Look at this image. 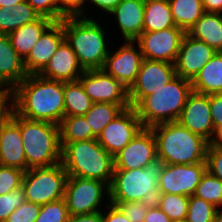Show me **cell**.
Segmentation results:
<instances>
[{
    "instance_id": "obj_1",
    "label": "cell",
    "mask_w": 222,
    "mask_h": 222,
    "mask_svg": "<svg viewBox=\"0 0 222 222\" xmlns=\"http://www.w3.org/2000/svg\"><path fill=\"white\" fill-rule=\"evenodd\" d=\"M12 108L24 118L59 125L65 117L64 82L29 74L12 90Z\"/></svg>"
},
{
    "instance_id": "obj_2",
    "label": "cell",
    "mask_w": 222,
    "mask_h": 222,
    "mask_svg": "<svg viewBox=\"0 0 222 222\" xmlns=\"http://www.w3.org/2000/svg\"><path fill=\"white\" fill-rule=\"evenodd\" d=\"M157 143V157L165 164L206 162L210 142L178 122H165L150 127Z\"/></svg>"
},
{
    "instance_id": "obj_3",
    "label": "cell",
    "mask_w": 222,
    "mask_h": 222,
    "mask_svg": "<svg viewBox=\"0 0 222 222\" xmlns=\"http://www.w3.org/2000/svg\"><path fill=\"white\" fill-rule=\"evenodd\" d=\"M61 144V163L68 176L98 180L111 185L114 157L97 139Z\"/></svg>"
},
{
    "instance_id": "obj_4",
    "label": "cell",
    "mask_w": 222,
    "mask_h": 222,
    "mask_svg": "<svg viewBox=\"0 0 222 222\" xmlns=\"http://www.w3.org/2000/svg\"><path fill=\"white\" fill-rule=\"evenodd\" d=\"M10 116L20 125L27 170L61 162L59 125L24 118L13 109Z\"/></svg>"
},
{
    "instance_id": "obj_5",
    "label": "cell",
    "mask_w": 222,
    "mask_h": 222,
    "mask_svg": "<svg viewBox=\"0 0 222 222\" xmlns=\"http://www.w3.org/2000/svg\"><path fill=\"white\" fill-rule=\"evenodd\" d=\"M66 41L84 70L102 69L108 55L104 28L91 18L62 19Z\"/></svg>"
},
{
    "instance_id": "obj_6",
    "label": "cell",
    "mask_w": 222,
    "mask_h": 222,
    "mask_svg": "<svg viewBox=\"0 0 222 222\" xmlns=\"http://www.w3.org/2000/svg\"><path fill=\"white\" fill-rule=\"evenodd\" d=\"M192 91L191 80L176 75L157 92L146 96L135 107L143 127L177 122Z\"/></svg>"
},
{
    "instance_id": "obj_7",
    "label": "cell",
    "mask_w": 222,
    "mask_h": 222,
    "mask_svg": "<svg viewBox=\"0 0 222 222\" xmlns=\"http://www.w3.org/2000/svg\"><path fill=\"white\" fill-rule=\"evenodd\" d=\"M165 163L156 158L145 168L114 170L109 187V203L150 201L155 203L158 196L159 176Z\"/></svg>"
},
{
    "instance_id": "obj_8",
    "label": "cell",
    "mask_w": 222,
    "mask_h": 222,
    "mask_svg": "<svg viewBox=\"0 0 222 222\" xmlns=\"http://www.w3.org/2000/svg\"><path fill=\"white\" fill-rule=\"evenodd\" d=\"M67 179L68 173L61 162L28 169L22 179L26 200L44 205L64 198Z\"/></svg>"
},
{
    "instance_id": "obj_9",
    "label": "cell",
    "mask_w": 222,
    "mask_h": 222,
    "mask_svg": "<svg viewBox=\"0 0 222 222\" xmlns=\"http://www.w3.org/2000/svg\"><path fill=\"white\" fill-rule=\"evenodd\" d=\"M109 191V186L101 181L68 176L64 199L69 215L99 212L104 194L109 197Z\"/></svg>"
},
{
    "instance_id": "obj_10",
    "label": "cell",
    "mask_w": 222,
    "mask_h": 222,
    "mask_svg": "<svg viewBox=\"0 0 222 222\" xmlns=\"http://www.w3.org/2000/svg\"><path fill=\"white\" fill-rule=\"evenodd\" d=\"M176 76L173 63L143 59L136 81L128 90V99L136 107L146 96L157 92Z\"/></svg>"
},
{
    "instance_id": "obj_11",
    "label": "cell",
    "mask_w": 222,
    "mask_h": 222,
    "mask_svg": "<svg viewBox=\"0 0 222 222\" xmlns=\"http://www.w3.org/2000/svg\"><path fill=\"white\" fill-rule=\"evenodd\" d=\"M78 80L94 103L118 104L123 109L131 106L128 99V89L103 69L85 70Z\"/></svg>"
},
{
    "instance_id": "obj_12",
    "label": "cell",
    "mask_w": 222,
    "mask_h": 222,
    "mask_svg": "<svg viewBox=\"0 0 222 222\" xmlns=\"http://www.w3.org/2000/svg\"><path fill=\"white\" fill-rule=\"evenodd\" d=\"M184 34L179 27L153 32L143 31L135 42L140 47L143 59L174 64Z\"/></svg>"
},
{
    "instance_id": "obj_13",
    "label": "cell",
    "mask_w": 222,
    "mask_h": 222,
    "mask_svg": "<svg viewBox=\"0 0 222 222\" xmlns=\"http://www.w3.org/2000/svg\"><path fill=\"white\" fill-rule=\"evenodd\" d=\"M206 171V162L196 164H165L159 176L158 193L194 195L202 175Z\"/></svg>"
},
{
    "instance_id": "obj_14",
    "label": "cell",
    "mask_w": 222,
    "mask_h": 222,
    "mask_svg": "<svg viewBox=\"0 0 222 222\" xmlns=\"http://www.w3.org/2000/svg\"><path fill=\"white\" fill-rule=\"evenodd\" d=\"M142 128L136 109L130 106L102 130L97 140L114 157Z\"/></svg>"
},
{
    "instance_id": "obj_15",
    "label": "cell",
    "mask_w": 222,
    "mask_h": 222,
    "mask_svg": "<svg viewBox=\"0 0 222 222\" xmlns=\"http://www.w3.org/2000/svg\"><path fill=\"white\" fill-rule=\"evenodd\" d=\"M157 158V143L151 128L143 127L136 136L114 156V170L145 168Z\"/></svg>"
},
{
    "instance_id": "obj_16",
    "label": "cell",
    "mask_w": 222,
    "mask_h": 222,
    "mask_svg": "<svg viewBox=\"0 0 222 222\" xmlns=\"http://www.w3.org/2000/svg\"><path fill=\"white\" fill-rule=\"evenodd\" d=\"M125 42L117 51L108 52L102 69L129 90L136 81L143 55L138 43L136 50L135 41Z\"/></svg>"
},
{
    "instance_id": "obj_17",
    "label": "cell",
    "mask_w": 222,
    "mask_h": 222,
    "mask_svg": "<svg viewBox=\"0 0 222 222\" xmlns=\"http://www.w3.org/2000/svg\"><path fill=\"white\" fill-rule=\"evenodd\" d=\"M216 53L204 41L185 33L174 62L176 75L192 81Z\"/></svg>"
},
{
    "instance_id": "obj_18",
    "label": "cell",
    "mask_w": 222,
    "mask_h": 222,
    "mask_svg": "<svg viewBox=\"0 0 222 222\" xmlns=\"http://www.w3.org/2000/svg\"><path fill=\"white\" fill-rule=\"evenodd\" d=\"M177 122L210 142L215 129L211 116L209 95L192 91Z\"/></svg>"
},
{
    "instance_id": "obj_19",
    "label": "cell",
    "mask_w": 222,
    "mask_h": 222,
    "mask_svg": "<svg viewBox=\"0 0 222 222\" xmlns=\"http://www.w3.org/2000/svg\"><path fill=\"white\" fill-rule=\"evenodd\" d=\"M65 40L62 20L54 21L41 35L31 52L24 59V67L29 74H39Z\"/></svg>"
},
{
    "instance_id": "obj_20",
    "label": "cell",
    "mask_w": 222,
    "mask_h": 222,
    "mask_svg": "<svg viewBox=\"0 0 222 222\" xmlns=\"http://www.w3.org/2000/svg\"><path fill=\"white\" fill-rule=\"evenodd\" d=\"M84 71L65 39L39 75L49 80L70 82L77 81Z\"/></svg>"
},
{
    "instance_id": "obj_21",
    "label": "cell",
    "mask_w": 222,
    "mask_h": 222,
    "mask_svg": "<svg viewBox=\"0 0 222 222\" xmlns=\"http://www.w3.org/2000/svg\"><path fill=\"white\" fill-rule=\"evenodd\" d=\"M0 165L27 171L20 125L11 116L1 123Z\"/></svg>"
},
{
    "instance_id": "obj_22",
    "label": "cell",
    "mask_w": 222,
    "mask_h": 222,
    "mask_svg": "<svg viewBox=\"0 0 222 222\" xmlns=\"http://www.w3.org/2000/svg\"><path fill=\"white\" fill-rule=\"evenodd\" d=\"M27 76L24 59L13 48L9 36L0 33V82L13 90Z\"/></svg>"
},
{
    "instance_id": "obj_23",
    "label": "cell",
    "mask_w": 222,
    "mask_h": 222,
    "mask_svg": "<svg viewBox=\"0 0 222 222\" xmlns=\"http://www.w3.org/2000/svg\"><path fill=\"white\" fill-rule=\"evenodd\" d=\"M145 0H122L110 13L116 16L124 41H135L143 32Z\"/></svg>"
},
{
    "instance_id": "obj_24",
    "label": "cell",
    "mask_w": 222,
    "mask_h": 222,
    "mask_svg": "<svg viewBox=\"0 0 222 222\" xmlns=\"http://www.w3.org/2000/svg\"><path fill=\"white\" fill-rule=\"evenodd\" d=\"M50 18L40 16L36 21L25 24L11 32L8 36L13 48L25 59L33 46L38 42L42 33L53 23Z\"/></svg>"
},
{
    "instance_id": "obj_25",
    "label": "cell",
    "mask_w": 222,
    "mask_h": 222,
    "mask_svg": "<svg viewBox=\"0 0 222 222\" xmlns=\"http://www.w3.org/2000/svg\"><path fill=\"white\" fill-rule=\"evenodd\" d=\"M191 83L195 92L208 95L220 94L222 92V52L217 51Z\"/></svg>"
},
{
    "instance_id": "obj_26",
    "label": "cell",
    "mask_w": 222,
    "mask_h": 222,
    "mask_svg": "<svg viewBox=\"0 0 222 222\" xmlns=\"http://www.w3.org/2000/svg\"><path fill=\"white\" fill-rule=\"evenodd\" d=\"M188 34L222 52V14L205 12Z\"/></svg>"
},
{
    "instance_id": "obj_27",
    "label": "cell",
    "mask_w": 222,
    "mask_h": 222,
    "mask_svg": "<svg viewBox=\"0 0 222 222\" xmlns=\"http://www.w3.org/2000/svg\"><path fill=\"white\" fill-rule=\"evenodd\" d=\"M176 27L169 0H145L143 31H160Z\"/></svg>"
},
{
    "instance_id": "obj_28",
    "label": "cell",
    "mask_w": 222,
    "mask_h": 222,
    "mask_svg": "<svg viewBox=\"0 0 222 222\" xmlns=\"http://www.w3.org/2000/svg\"><path fill=\"white\" fill-rule=\"evenodd\" d=\"M169 3L176 27L185 33H188L205 13L202 0H169Z\"/></svg>"
},
{
    "instance_id": "obj_29",
    "label": "cell",
    "mask_w": 222,
    "mask_h": 222,
    "mask_svg": "<svg viewBox=\"0 0 222 222\" xmlns=\"http://www.w3.org/2000/svg\"><path fill=\"white\" fill-rule=\"evenodd\" d=\"M93 103L79 80L64 82L65 117L83 116L91 109Z\"/></svg>"
},
{
    "instance_id": "obj_30",
    "label": "cell",
    "mask_w": 222,
    "mask_h": 222,
    "mask_svg": "<svg viewBox=\"0 0 222 222\" xmlns=\"http://www.w3.org/2000/svg\"><path fill=\"white\" fill-rule=\"evenodd\" d=\"M60 143L97 139L85 116H67L59 124Z\"/></svg>"
},
{
    "instance_id": "obj_31",
    "label": "cell",
    "mask_w": 222,
    "mask_h": 222,
    "mask_svg": "<svg viewBox=\"0 0 222 222\" xmlns=\"http://www.w3.org/2000/svg\"><path fill=\"white\" fill-rule=\"evenodd\" d=\"M123 110L118 104L95 102L84 116L93 134L98 138L102 130Z\"/></svg>"
},
{
    "instance_id": "obj_32",
    "label": "cell",
    "mask_w": 222,
    "mask_h": 222,
    "mask_svg": "<svg viewBox=\"0 0 222 222\" xmlns=\"http://www.w3.org/2000/svg\"><path fill=\"white\" fill-rule=\"evenodd\" d=\"M189 196L158 193L155 204L172 222L185 221L187 217Z\"/></svg>"
},
{
    "instance_id": "obj_33",
    "label": "cell",
    "mask_w": 222,
    "mask_h": 222,
    "mask_svg": "<svg viewBox=\"0 0 222 222\" xmlns=\"http://www.w3.org/2000/svg\"><path fill=\"white\" fill-rule=\"evenodd\" d=\"M194 196L212 203L217 208L222 207V181L206 170L197 185Z\"/></svg>"
},
{
    "instance_id": "obj_34",
    "label": "cell",
    "mask_w": 222,
    "mask_h": 222,
    "mask_svg": "<svg viewBox=\"0 0 222 222\" xmlns=\"http://www.w3.org/2000/svg\"><path fill=\"white\" fill-rule=\"evenodd\" d=\"M218 208L194 195L189 197L186 222H214Z\"/></svg>"
},
{
    "instance_id": "obj_35",
    "label": "cell",
    "mask_w": 222,
    "mask_h": 222,
    "mask_svg": "<svg viewBox=\"0 0 222 222\" xmlns=\"http://www.w3.org/2000/svg\"><path fill=\"white\" fill-rule=\"evenodd\" d=\"M64 198L41 205L39 216L35 222H67L69 218Z\"/></svg>"
},
{
    "instance_id": "obj_36",
    "label": "cell",
    "mask_w": 222,
    "mask_h": 222,
    "mask_svg": "<svg viewBox=\"0 0 222 222\" xmlns=\"http://www.w3.org/2000/svg\"><path fill=\"white\" fill-rule=\"evenodd\" d=\"M25 201L27 200L22 185L10 193L0 195V222H5L7 217Z\"/></svg>"
},
{
    "instance_id": "obj_37",
    "label": "cell",
    "mask_w": 222,
    "mask_h": 222,
    "mask_svg": "<svg viewBox=\"0 0 222 222\" xmlns=\"http://www.w3.org/2000/svg\"><path fill=\"white\" fill-rule=\"evenodd\" d=\"M9 14H12V32L40 17L26 0L13 6Z\"/></svg>"
},
{
    "instance_id": "obj_38",
    "label": "cell",
    "mask_w": 222,
    "mask_h": 222,
    "mask_svg": "<svg viewBox=\"0 0 222 222\" xmlns=\"http://www.w3.org/2000/svg\"><path fill=\"white\" fill-rule=\"evenodd\" d=\"M23 170L0 165V195L10 193L22 185Z\"/></svg>"
},
{
    "instance_id": "obj_39",
    "label": "cell",
    "mask_w": 222,
    "mask_h": 222,
    "mask_svg": "<svg viewBox=\"0 0 222 222\" xmlns=\"http://www.w3.org/2000/svg\"><path fill=\"white\" fill-rule=\"evenodd\" d=\"M116 205L130 222H144L149 208L154 204L150 201H130L123 203H111Z\"/></svg>"
},
{
    "instance_id": "obj_40",
    "label": "cell",
    "mask_w": 222,
    "mask_h": 222,
    "mask_svg": "<svg viewBox=\"0 0 222 222\" xmlns=\"http://www.w3.org/2000/svg\"><path fill=\"white\" fill-rule=\"evenodd\" d=\"M40 210L41 205L25 201L7 217L5 222H35Z\"/></svg>"
},
{
    "instance_id": "obj_41",
    "label": "cell",
    "mask_w": 222,
    "mask_h": 222,
    "mask_svg": "<svg viewBox=\"0 0 222 222\" xmlns=\"http://www.w3.org/2000/svg\"><path fill=\"white\" fill-rule=\"evenodd\" d=\"M31 7L43 17L52 21H61L65 17L58 11L57 0H26Z\"/></svg>"
},
{
    "instance_id": "obj_42",
    "label": "cell",
    "mask_w": 222,
    "mask_h": 222,
    "mask_svg": "<svg viewBox=\"0 0 222 222\" xmlns=\"http://www.w3.org/2000/svg\"><path fill=\"white\" fill-rule=\"evenodd\" d=\"M206 170L222 181V147L209 144L206 157Z\"/></svg>"
},
{
    "instance_id": "obj_43",
    "label": "cell",
    "mask_w": 222,
    "mask_h": 222,
    "mask_svg": "<svg viewBox=\"0 0 222 222\" xmlns=\"http://www.w3.org/2000/svg\"><path fill=\"white\" fill-rule=\"evenodd\" d=\"M86 0H57L58 11L66 17H85V9L82 7Z\"/></svg>"
},
{
    "instance_id": "obj_44",
    "label": "cell",
    "mask_w": 222,
    "mask_h": 222,
    "mask_svg": "<svg viewBox=\"0 0 222 222\" xmlns=\"http://www.w3.org/2000/svg\"><path fill=\"white\" fill-rule=\"evenodd\" d=\"M209 104L211 108V116L214 129L222 126V95L209 94Z\"/></svg>"
},
{
    "instance_id": "obj_45",
    "label": "cell",
    "mask_w": 222,
    "mask_h": 222,
    "mask_svg": "<svg viewBox=\"0 0 222 222\" xmlns=\"http://www.w3.org/2000/svg\"><path fill=\"white\" fill-rule=\"evenodd\" d=\"M107 206V208L110 207L107 214L102 212L104 222H130V220L116 205L110 203Z\"/></svg>"
},
{
    "instance_id": "obj_46",
    "label": "cell",
    "mask_w": 222,
    "mask_h": 222,
    "mask_svg": "<svg viewBox=\"0 0 222 222\" xmlns=\"http://www.w3.org/2000/svg\"><path fill=\"white\" fill-rule=\"evenodd\" d=\"M144 222H172L170 218L154 203L148 210Z\"/></svg>"
},
{
    "instance_id": "obj_47",
    "label": "cell",
    "mask_w": 222,
    "mask_h": 222,
    "mask_svg": "<svg viewBox=\"0 0 222 222\" xmlns=\"http://www.w3.org/2000/svg\"><path fill=\"white\" fill-rule=\"evenodd\" d=\"M11 9L0 7V33L9 35L12 32V14Z\"/></svg>"
},
{
    "instance_id": "obj_48",
    "label": "cell",
    "mask_w": 222,
    "mask_h": 222,
    "mask_svg": "<svg viewBox=\"0 0 222 222\" xmlns=\"http://www.w3.org/2000/svg\"><path fill=\"white\" fill-rule=\"evenodd\" d=\"M67 222H104L101 211L82 215H70Z\"/></svg>"
},
{
    "instance_id": "obj_49",
    "label": "cell",
    "mask_w": 222,
    "mask_h": 222,
    "mask_svg": "<svg viewBox=\"0 0 222 222\" xmlns=\"http://www.w3.org/2000/svg\"><path fill=\"white\" fill-rule=\"evenodd\" d=\"M12 109V97H0V123L10 116Z\"/></svg>"
},
{
    "instance_id": "obj_50",
    "label": "cell",
    "mask_w": 222,
    "mask_h": 222,
    "mask_svg": "<svg viewBox=\"0 0 222 222\" xmlns=\"http://www.w3.org/2000/svg\"><path fill=\"white\" fill-rule=\"evenodd\" d=\"M98 9L110 13L122 0H90Z\"/></svg>"
},
{
    "instance_id": "obj_51",
    "label": "cell",
    "mask_w": 222,
    "mask_h": 222,
    "mask_svg": "<svg viewBox=\"0 0 222 222\" xmlns=\"http://www.w3.org/2000/svg\"><path fill=\"white\" fill-rule=\"evenodd\" d=\"M205 12L222 13V0H202Z\"/></svg>"
},
{
    "instance_id": "obj_52",
    "label": "cell",
    "mask_w": 222,
    "mask_h": 222,
    "mask_svg": "<svg viewBox=\"0 0 222 222\" xmlns=\"http://www.w3.org/2000/svg\"><path fill=\"white\" fill-rule=\"evenodd\" d=\"M210 145L222 147V126H219L215 129Z\"/></svg>"
},
{
    "instance_id": "obj_53",
    "label": "cell",
    "mask_w": 222,
    "mask_h": 222,
    "mask_svg": "<svg viewBox=\"0 0 222 222\" xmlns=\"http://www.w3.org/2000/svg\"><path fill=\"white\" fill-rule=\"evenodd\" d=\"M24 0H0V7H6V9H12L13 6L17 5Z\"/></svg>"
},
{
    "instance_id": "obj_54",
    "label": "cell",
    "mask_w": 222,
    "mask_h": 222,
    "mask_svg": "<svg viewBox=\"0 0 222 222\" xmlns=\"http://www.w3.org/2000/svg\"><path fill=\"white\" fill-rule=\"evenodd\" d=\"M2 87V88H1ZM0 97H12V90L0 82Z\"/></svg>"
},
{
    "instance_id": "obj_55",
    "label": "cell",
    "mask_w": 222,
    "mask_h": 222,
    "mask_svg": "<svg viewBox=\"0 0 222 222\" xmlns=\"http://www.w3.org/2000/svg\"><path fill=\"white\" fill-rule=\"evenodd\" d=\"M214 222H222V211L220 210V208L217 210L215 214Z\"/></svg>"
}]
</instances>
